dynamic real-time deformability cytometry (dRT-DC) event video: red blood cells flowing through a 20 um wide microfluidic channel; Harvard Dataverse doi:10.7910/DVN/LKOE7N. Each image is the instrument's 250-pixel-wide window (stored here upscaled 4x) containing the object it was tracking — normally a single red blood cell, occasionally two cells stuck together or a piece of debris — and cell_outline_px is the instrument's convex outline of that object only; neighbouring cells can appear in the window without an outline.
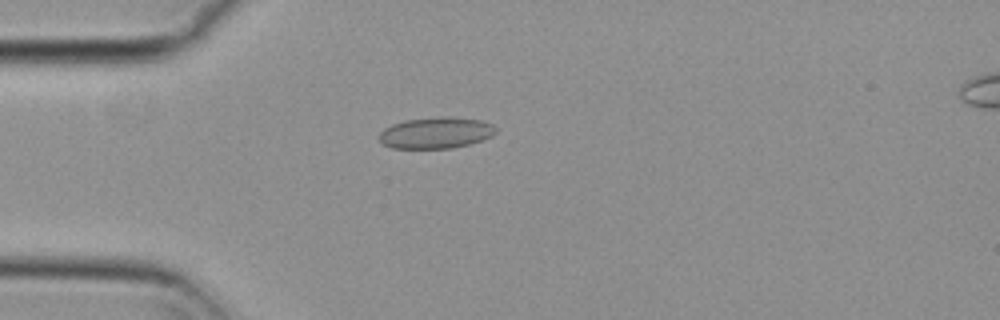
{"species": "common noctule bat (a hibernating species)", "species_latin": "Nyctalus noctula", "temperature_condition": "cold", "stored_images_in_passage": 55, "camera_frame_rate_fps": 3000, "um_per_image_px": 0.085, "animal": {"sex": "female", "body_mass_g": 29.2, "forearm_length_mm": 56.3}, "frame": {"image": 1, "passage_image": 15, "time_ms": 4.667, "image_size_px": [1000, 320], "cell_outline_px": [[496, 132], [492, 136], [468, 144], [452, 148], [392, 148], [384, 144], [380, 140], [380, 132], [384, 128], [392, 124], [404, 120], [444, 116], [448, 116], [480, 120], [492, 124], [496, 128]], "centroid_in_image_um": [37.05, 11.28], "position_along_channel_um": 48.0, "area_um2": 21.15}}
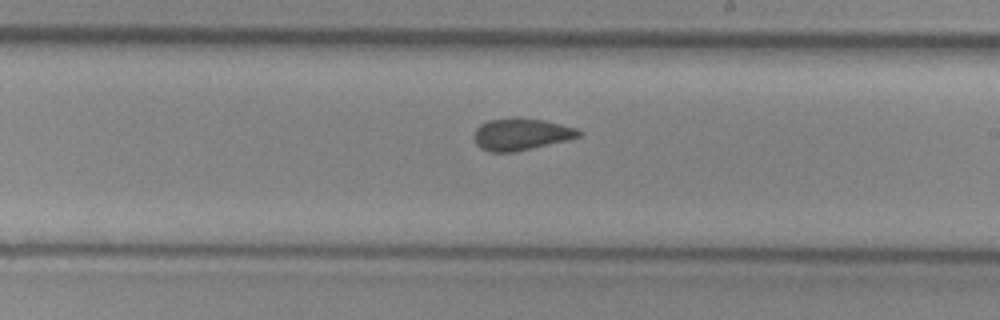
{"frame": {"image": 2, "passage_image": 32, "time_ms": 10.333, "image_size_px": [1000, 320], "cell_outline_px": [[580, 136], [568, 140], [516, 152], [488, 152], [480, 148], [476, 144], [472, 136], [476, 128], [480, 124], [488, 120], [516, 116], [520, 116], [544, 120], [576, 128], [580, 132]], "centroid_in_image_um": [44.24, 11.4], "position_along_channel_um": 244.8, "area_um2": 19.88}}
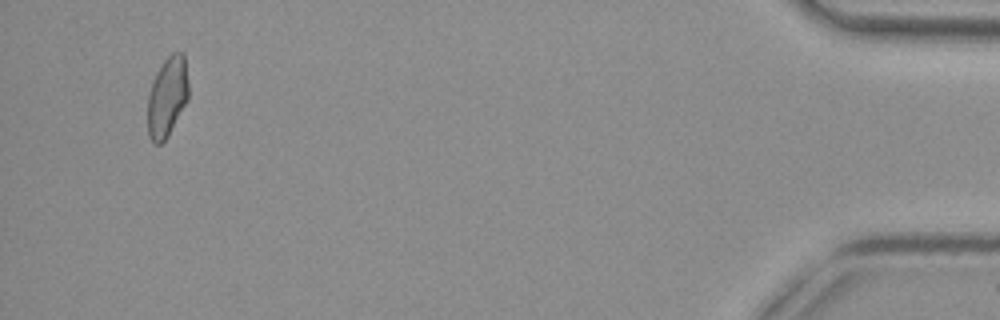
{"frame": {"image": 3, "passage_image": 53, "time_ms": 17.333, "image_size_px": [1000, 320], "cell_outline_px": [[188, 100], [168, 136], [160, 144], [152, 144], [148, 136], [148, 96], [156, 72], [164, 60], [172, 52], [184, 52], [188, 84]], "centroid_in_image_um": [14.22, 8.24], "position_along_channel_um": 421.0, "area_um2": 19.13}, "authors_computed_cell_mechanics": {"area_um2": 19.941, "velocity_mm_per_s": 3.7181, "shape_relaxation_time_tau1_ms": null, "shape_relaxation_time_tau2_ms": 1.5448, "deformation_change_tau1": null, "deformation_change_tau2": 0.0567}}